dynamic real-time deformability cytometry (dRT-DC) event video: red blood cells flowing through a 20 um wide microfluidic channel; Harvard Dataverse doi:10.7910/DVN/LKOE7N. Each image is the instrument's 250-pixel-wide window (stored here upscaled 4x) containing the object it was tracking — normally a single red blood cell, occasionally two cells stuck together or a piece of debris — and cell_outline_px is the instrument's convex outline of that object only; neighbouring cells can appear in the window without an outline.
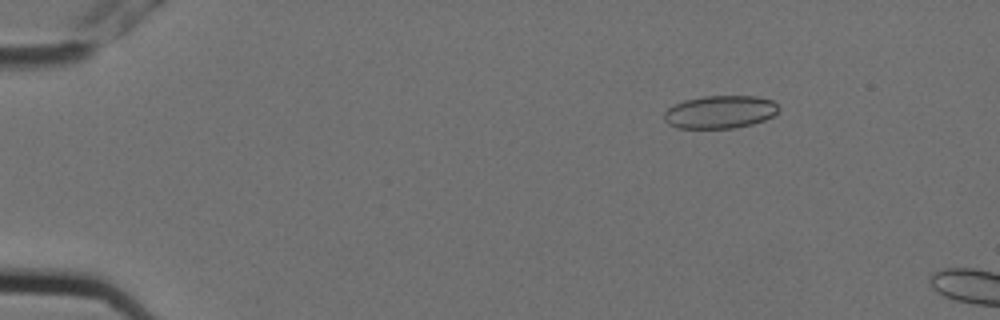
{"species": "Egyptian fruit bat (a non-hibernating species)", "species_latin": "Rousettus aegyptiacus", "temperature_condition": "cold", "stored_images_in_passage": 4, "camera_frame_rate_fps": 3000, "um_per_image_px": 0.085, "animal": {"sex": "female"}, "frame": {"image": 1, "passage_image": 3, "time_ms": 0.667, "image_size_px": [1000, 320], "cell_outline_px": [[780, 108], [772, 116], [764, 120], [752, 124], [732, 128], [676, 128], [668, 124], [664, 120], [664, 112], [668, 108], [684, 100], [704, 96], [756, 96], [772, 100]], "centroid_in_image_um": [61.19, 9.52], "position_along_channel_um": 23.8, "area_um2": 21.91}}